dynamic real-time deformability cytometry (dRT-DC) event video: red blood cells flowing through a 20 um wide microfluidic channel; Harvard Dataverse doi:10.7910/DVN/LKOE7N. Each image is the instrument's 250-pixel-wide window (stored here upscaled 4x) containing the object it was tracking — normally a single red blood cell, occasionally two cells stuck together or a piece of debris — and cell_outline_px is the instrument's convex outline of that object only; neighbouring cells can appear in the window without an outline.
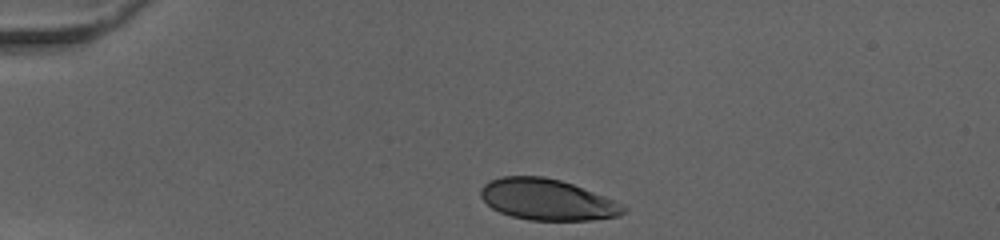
{"species": "human", "species_latin": "Homo sapiens", "temperature_condition": "cold", "stored_images_in_passage": 30, "camera_frame_rate_fps": 3000, "um_per_image_px": 0.085, "donor": {"sex": "female"}, "frame": {"image": 1, "passage_image": 1, "time_ms": 0.0, "image_size_px": [1000, 240], "cell_outline_px": [[616, 212], [612, 216], [580, 220], [536, 220], [516, 216], [504, 212], [488, 204], [484, 200], [484, 188], [488, 184], [496, 180], [512, 176], [532, 176], [556, 180], [580, 188], [588, 192]], "centroid_in_image_um": [46.23, 16.96], "position_along_channel_um": 38.8, "area_um2": 29.94}}
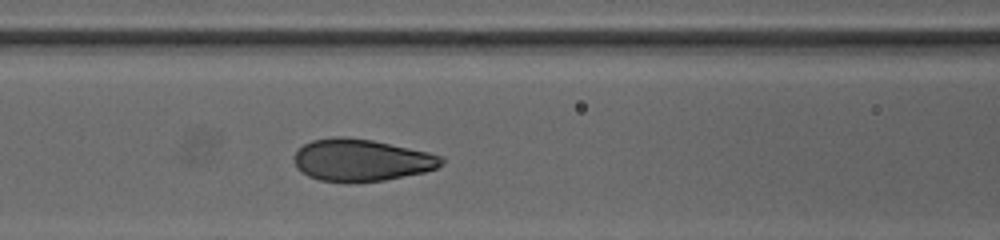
{"frame": {"image": 2, "passage_image": 12, "time_ms": 3.667, "image_size_px": [1000, 240], "cell_outline_px": [[440, 164], [436, 168], [420, 172], [376, 180], [324, 180], [312, 176], [304, 172], [296, 164], [296, 156], [300, 148], [316, 140], [368, 140], [420, 152], [436, 156], [440, 160]], "centroid_in_image_um": [30.68, 13.63], "position_along_channel_um": 135.9, "area_um2": 32.37}}
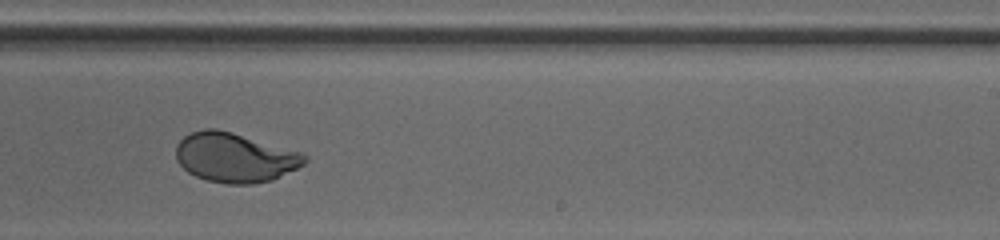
{"frame": {"image": 3, "passage_image": 22, "time_ms": 7.0, "image_size_px": [1000, 240], "cell_outline_px": [[304, 160], [296, 168], [268, 180], [212, 180], [200, 176], [184, 168], [176, 152], [180, 144], [188, 136], [196, 132], [228, 132]], "centroid_in_image_um": [19.78, 13.41], "position_along_channel_um": 269.2, "area_um2": 31.27}}